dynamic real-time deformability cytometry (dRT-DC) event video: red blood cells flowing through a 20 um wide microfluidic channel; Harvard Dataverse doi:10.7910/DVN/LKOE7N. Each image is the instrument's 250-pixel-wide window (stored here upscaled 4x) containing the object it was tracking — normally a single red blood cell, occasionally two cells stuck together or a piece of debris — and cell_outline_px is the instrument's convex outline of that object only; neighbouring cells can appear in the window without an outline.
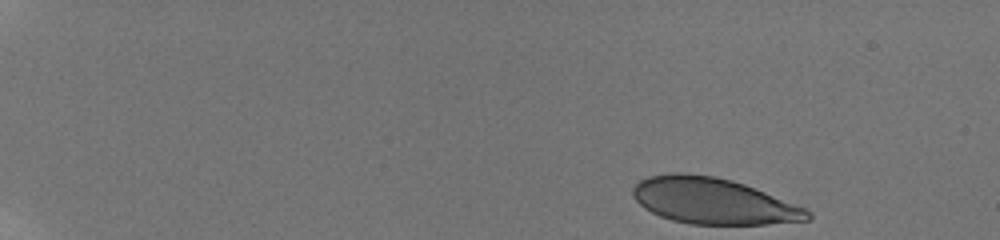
{"species": "human", "species_latin": "Homo sapiens", "temperature_condition": "room temperature", "stored_images_in_passage": 20, "camera_frame_rate_fps": 3000, "um_per_image_px": 0.085, "donor": {"sex": "male"}, "frame": {"image": 1, "passage_image": 1, "time_ms": 0.0, "image_size_px": [1000, 240], "cell_outline_px": [[812, 216], [808, 220], [764, 224], [692, 224], [672, 220], [660, 216], [644, 208], [632, 196], [632, 188], [640, 180], [648, 176], [668, 172], [688, 172], [716, 176], [732, 180], [744, 184], [808, 208], [812, 212]], "centroid_in_image_um": [60.62, 17.06], "position_along_channel_um": 24.4, "area_um2": 47.22}}
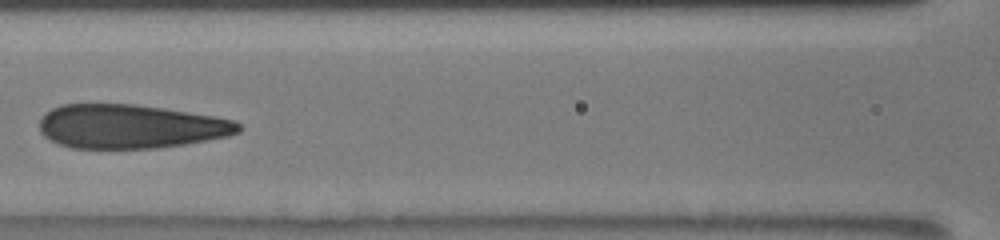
{"frame": {"image": 2, "passage_image": 16, "time_ms": 7.333, "image_size_px": [1000, 240], "cell_outline_px": [[244, 128], [240, 132], [228, 136], [184, 144], [156, 148], [72, 148], [60, 144], [44, 136], [40, 132], [40, 120], [44, 112], [60, 104], [136, 104], [216, 116], [236, 120]], "centroid_in_image_um": [11.1, 10.74], "position_along_channel_um": 155.5, "area_um2": 51.21}}
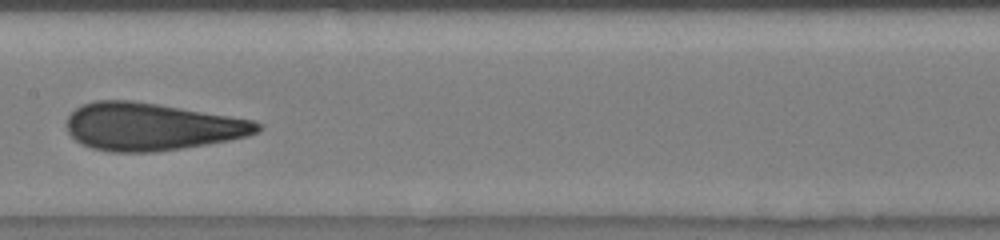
{"frame": {"image": 3, "passage_image": 18, "time_ms": 8.333, "image_size_px": [1000, 240], "cell_outline_px": [[260, 128], [256, 132], [248, 136], [228, 140], [156, 152], [112, 152], [92, 148], [76, 140], [68, 132], [68, 116], [76, 108], [84, 104], [96, 100], [132, 100], [252, 120], [260, 124]], "centroid_in_image_um": [12.84, 10.77], "position_along_channel_um": 194.6, "area_um2": 52.02}}